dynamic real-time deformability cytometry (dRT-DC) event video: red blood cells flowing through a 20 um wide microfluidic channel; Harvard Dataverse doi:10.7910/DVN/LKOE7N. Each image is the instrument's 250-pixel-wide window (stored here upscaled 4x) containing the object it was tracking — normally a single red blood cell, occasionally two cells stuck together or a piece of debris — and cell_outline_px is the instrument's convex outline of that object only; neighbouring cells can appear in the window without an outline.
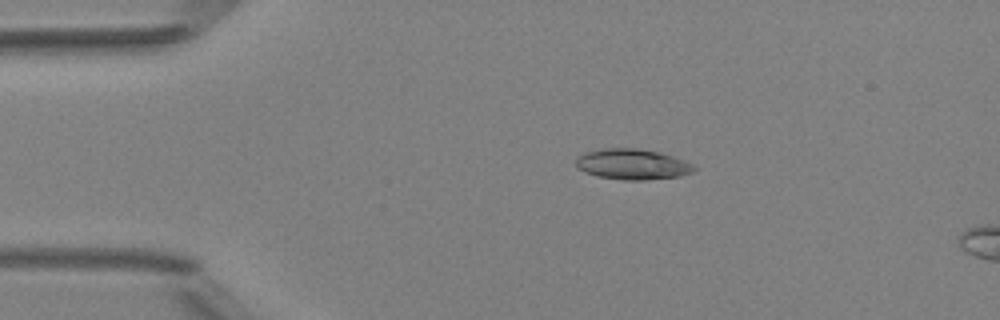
{"species": "Egyptian fruit bat (a non-hibernating species)", "species_latin": "Rousettus aegyptiacus", "temperature_condition": "room temperature", "stored_images_in_passage": 4, "camera_frame_rate_fps": 3000, "um_per_image_px": 0.085, "animal": {"sex": "female"}, "frame": {"image": 1, "passage_image": 2, "time_ms": 2.0, "image_size_px": [1000, 320], "cell_outline_px": [[696, 168], [692, 172], [680, 176], [644, 180], [624, 180], [600, 176], [584, 172], [576, 168], [576, 156], [584, 152], [604, 148], [636, 148], [660, 152], [672, 156], [692, 164]], "centroid_in_image_um": [53.71, 13.95], "position_along_channel_um": 31.3, "area_um2": 21.04}}